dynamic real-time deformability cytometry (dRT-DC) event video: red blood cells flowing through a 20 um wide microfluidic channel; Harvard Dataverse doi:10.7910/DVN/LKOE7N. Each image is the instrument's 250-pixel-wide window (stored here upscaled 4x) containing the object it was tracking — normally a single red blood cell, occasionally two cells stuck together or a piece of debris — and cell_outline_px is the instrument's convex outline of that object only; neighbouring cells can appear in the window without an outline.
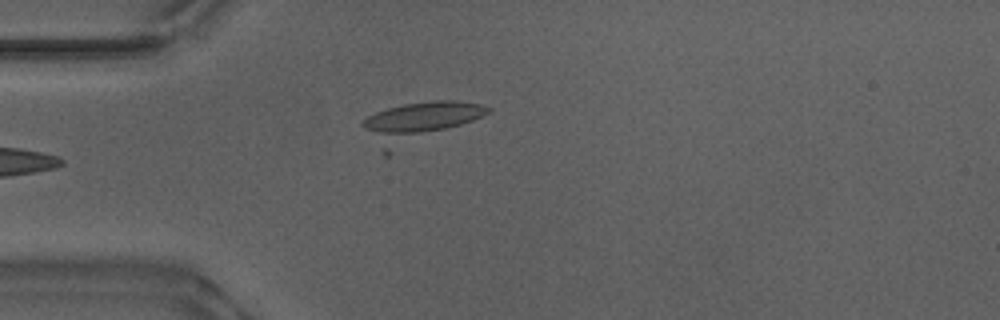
{"species": "Egyptian fruit bat (a non-hibernating species)", "species_latin": "Rousettus aegyptiacus", "temperature_condition": "warm", "stored_images_in_passage": 44, "camera_frame_rate_fps": 3000, "um_per_image_px": 0.085, "animal": {"sex": "male"}, "frame": {"image": 1, "passage_image": 8, "time_ms": 2.333, "image_size_px": [1000, 320], "cell_outline_px": [[492, 112], [388, 156], [384, 156], [360, 124], [368, 116], [376, 112], [388, 108], [404, 104], [436, 100], [456, 100], [480, 104], [492, 108]], "centroid_in_image_um": [35.56, 10.42], "position_along_channel_um": 49.4, "area_um2": 29.25}}
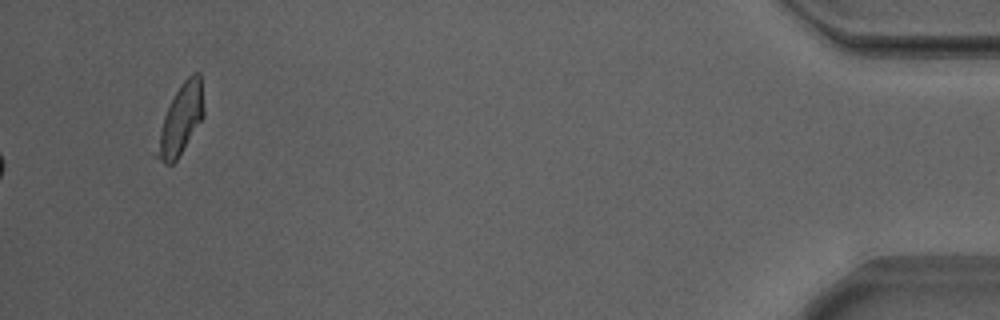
{"frame": {"image": 2, "passage_image": 44, "time_ms": 14.333, "image_size_px": [1000, 320], "cell_outline_px": [[204, 116], [176, 160], [172, 164], [164, 164], [156, 156], [156, 152], [160, 132], [164, 116], [180, 84], [192, 72], [200, 72], [204, 108]], "centroid_in_image_um": [15.39, 10.12], "position_along_channel_um": 419.8, "area_um2": 18.55}}